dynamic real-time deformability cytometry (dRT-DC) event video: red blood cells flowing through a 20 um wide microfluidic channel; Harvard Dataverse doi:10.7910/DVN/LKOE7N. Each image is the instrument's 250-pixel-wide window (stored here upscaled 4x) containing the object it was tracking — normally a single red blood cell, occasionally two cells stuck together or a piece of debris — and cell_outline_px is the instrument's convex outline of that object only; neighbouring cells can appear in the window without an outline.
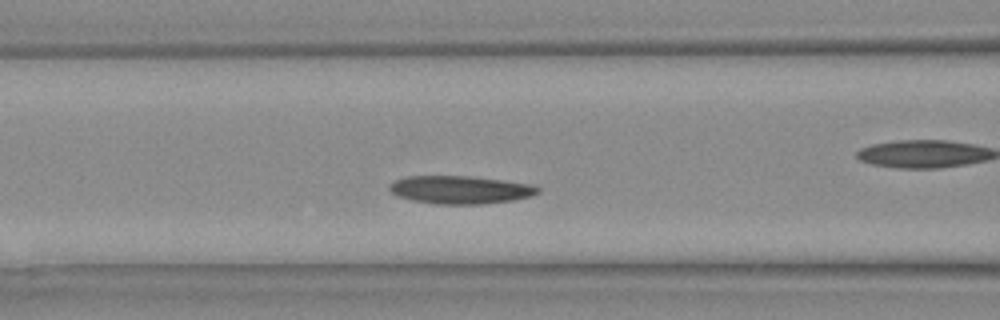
{"species": "Egyptian fruit bat (a non-hibernating species)", "species_latin": "Rousettus aegyptiacus", "temperature_condition": "warm", "stored_images_in_passage": 17, "camera_frame_rate_fps": 3000, "um_per_image_px": 0.085, "animal": {"sex": "female"}, "frame": {"image": 1, "passage_image": 8, "time_ms": 2.333, "image_size_px": [1000, 320], "cell_outline_px": [[540, 192], [532, 196], [516, 200], [480, 204], [436, 204], [412, 200], [396, 196], [388, 188], [396, 180], [408, 176], [468, 176], [532, 184], [540, 188]], "centroid_in_image_um": [39.16, 16.14], "position_along_channel_um": 127.4, "area_um2": 24.16}}